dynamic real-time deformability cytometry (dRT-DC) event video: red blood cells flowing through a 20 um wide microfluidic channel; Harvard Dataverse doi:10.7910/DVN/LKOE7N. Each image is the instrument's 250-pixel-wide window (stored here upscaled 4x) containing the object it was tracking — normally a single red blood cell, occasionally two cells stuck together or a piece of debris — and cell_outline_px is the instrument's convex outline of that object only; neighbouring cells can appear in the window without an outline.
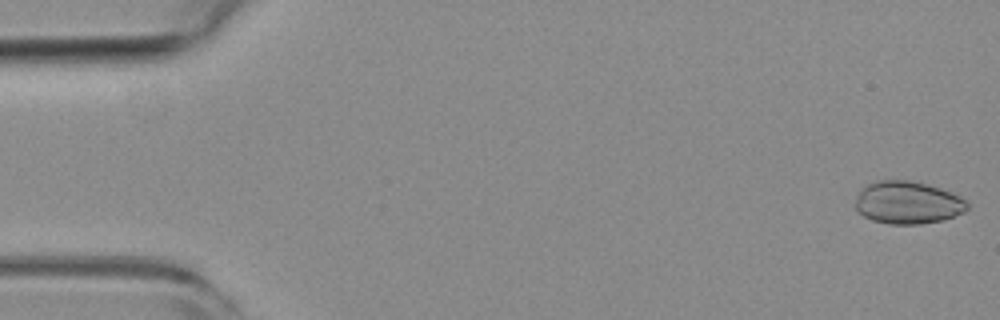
{"species": "common noctule bat (a hibernating species)", "species_latin": "Nyctalus noctula", "temperature_condition": "room temperature", "stored_images_in_passage": 52, "camera_frame_rate_fps": 3000, "um_per_image_px": 0.085, "animal": {"sex": "female", "body_mass_g": 19.3, "forearm_length_mm": 54.1}, "frame": {"image": 1, "passage_image": 1, "time_ms": 0.0, "image_size_px": [1000, 320], "cell_outline_px": [[968, 208], [964, 212], [944, 220], [920, 224], [888, 224], [872, 220], [856, 212], [856, 200], [860, 188], [876, 180], [908, 180], [940, 188], [952, 192], [960, 196], [968, 204]], "centroid_in_image_um": [77.14, 17.23], "position_along_channel_um": 7.9, "area_um2": 27.92}}
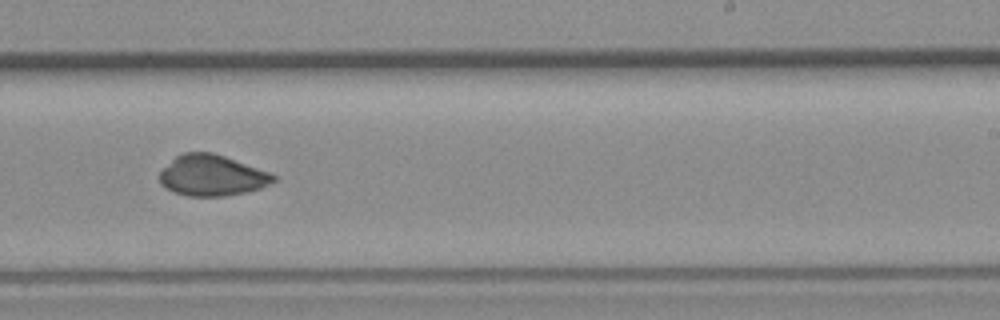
{"frame": {"image": 2, "passage_image": 32, "time_ms": 10.333, "image_size_px": [1000, 320], "cell_outline_px": [[276, 180], [260, 188], [244, 192], [224, 196], [188, 196], [172, 192], [164, 188], [160, 184], [160, 172], [176, 156], [184, 152], [212, 152], [224, 156], [268, 172], [276, 176]], "centroid_in_image_um": [17.97, 14.92], "position_along_channel_um": 271.0, "area_um2": 26.88}}
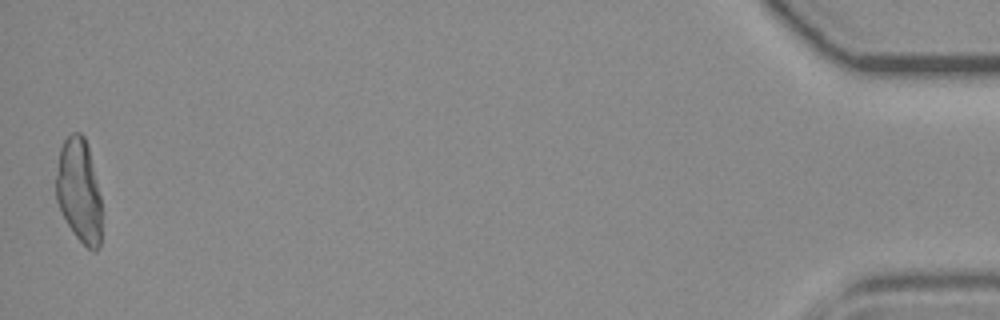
{"frame": {"image": 3, "passage_image": 52, "time_ms": 17.0, "image_size_px": [1000, 320], "cell_outline_px": [[100, 248], [96, 252], [92, 252], [72, 232], [56, 200], [56, 176], [60, 148], [64, 140], [72, 132], [80, 132], [84, 136], [88, 144], [100, 196]], "centroid_in_image_um": [6.72, 16.2], "position_along_channel_um": 428.5, "area_um2": 27.46}, "authors_computed_cell_mechanics": {"area_um2": 27.5417, "velocity_mm_per_s": 3.876, "shape_relaxation_time_tau1_ms": null, "shape_relaxation_time_tau2_ms": 3.518, "deformation_change_tau1": null, "deformation_change_tau2": 0.0601}}